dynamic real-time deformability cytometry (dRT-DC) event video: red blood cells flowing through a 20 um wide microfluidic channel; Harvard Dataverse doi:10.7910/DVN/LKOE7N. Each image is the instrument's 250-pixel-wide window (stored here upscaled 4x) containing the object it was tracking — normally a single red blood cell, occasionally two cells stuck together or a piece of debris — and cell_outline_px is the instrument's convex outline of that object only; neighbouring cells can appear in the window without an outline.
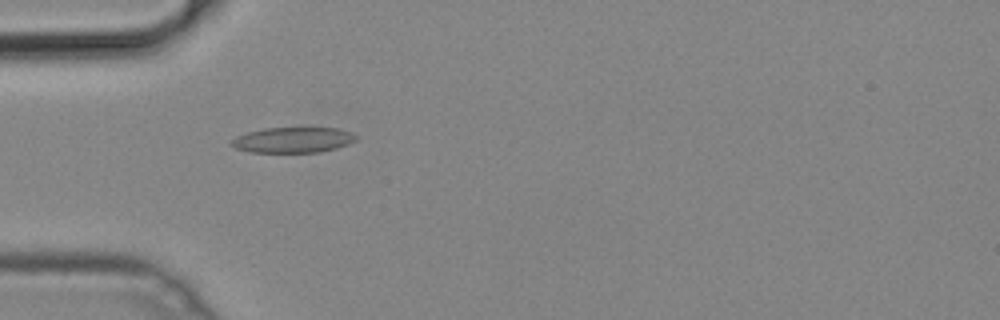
{"species": "common noctule bat (a hibernating species)", "species_latin": "Nyctalus noctula", "temperature_condition": "cold", "stored_images_in_passage": 44, "camera_frame_rate_fps": 3000, "um_per_image_px": 0.085, "animal": {"sex": "male", "body_mass_g": 19.2, "forearm_length_mm": 51.8}, "frame": {"image": 1, "passage_image": 9, "time_ms": 2.667, "image_size_px": [1000, 320], "cell_outline_px": [[360, 136], [356, 140], [348, 144], [336, 148], [320, 152], [252, 152], [236, 148], [228, 144], [236, 136], [248, 132], [264, 128], [340, 128], [352, 132]], "centroid_in_image_um": [24.94, 11.89], "position_along_channel_um": 60.1, "area_um2": 18.61}}
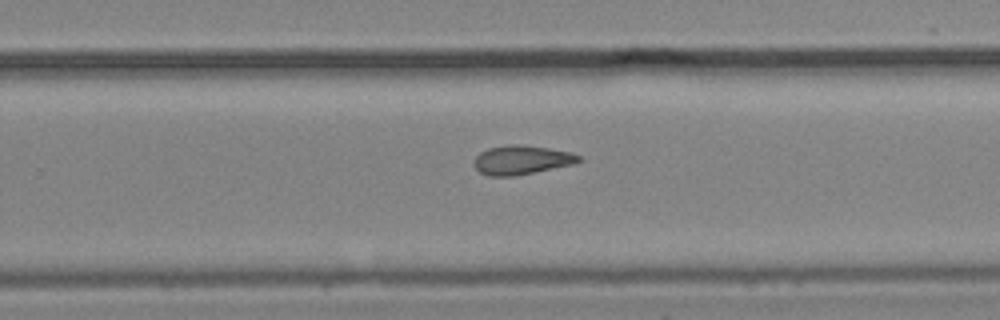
{"frame": {"image": 2, "passage_image": 26, "time_ms": 8.333, "image_size_px": [1000, 320], "cell_outline_px": [[584, 160], [572, 164], [512, 176], [488, 176], [480, 172], [472, 164], [476, 156], [480, 152], [488, 148], [508, 144], [520, 144], [548, 148], [568, 152], [580, 156]], "centroid_in_image_um": [44.29, 13.58], "position_along_channel_um": 285.5, "area_um2": 17.57}}
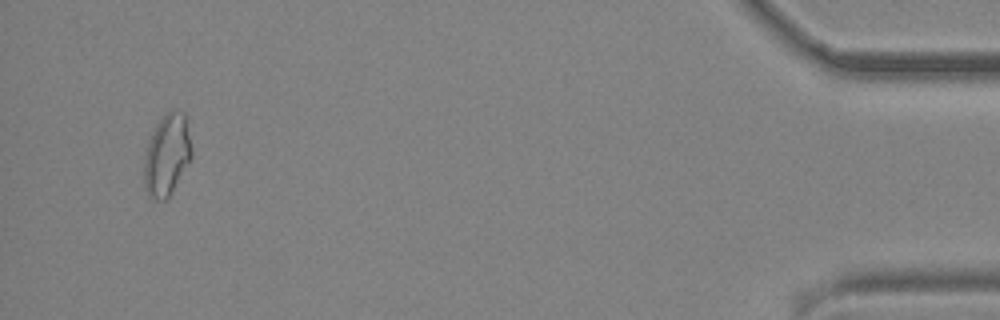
{"frame": {"image": 3, "passage_image": 42, "time_ms": 13.667, "image_size_px": [1000, 320], "cell_outline_px": [[192, 156], [168, 196], [164, 200], [152, 200], [148, 196], [144, 184], [144, 160], [148, 140], [156, 124], [172, 108], [176, 108], [184, 112], [192, 148]], "centroid_in_image_um": [14.17, 13.14], "position_along_channel_um": 421.0, "area_um2": 22.43}}